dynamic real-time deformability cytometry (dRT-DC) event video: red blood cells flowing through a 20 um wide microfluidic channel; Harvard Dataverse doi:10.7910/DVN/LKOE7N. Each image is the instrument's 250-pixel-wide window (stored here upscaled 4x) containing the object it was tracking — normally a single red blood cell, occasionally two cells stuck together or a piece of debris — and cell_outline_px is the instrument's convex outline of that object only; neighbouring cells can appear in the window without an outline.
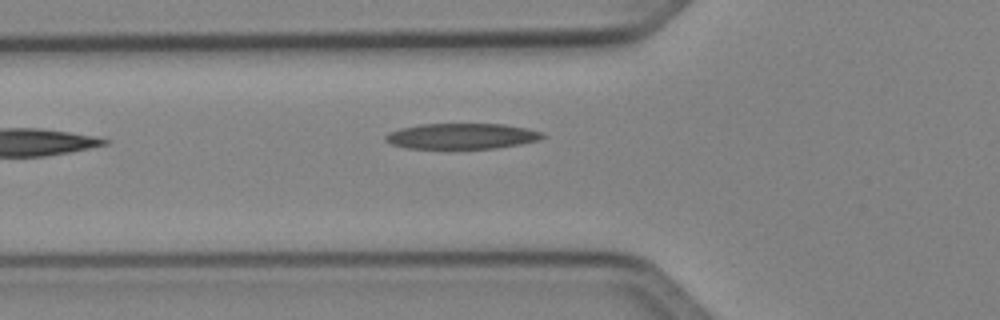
{"species": "Egyptian fruit bat (a non-hibernating species)", "species_latin": "Rousettus aegyptiacus", "temperature_condition": "cold", "stored_images_in_passage": 5, "camera_frame_rate_fps": 3000, "um_per_image_px": 0.085, "animal": {"sex": "female"}, "frame": {"image": 1, "passage_image": 5, "time_ms": 4.667, "image_size_px": [1000, 320], "cell_outline_px": [[544, 136], [540, 140], [520, 144], [492, 148], [408, 148], [392, 144], [384, 140], [384, 136], [388, 132], [400, 128], [420, 124], [504, 124], [528, 128], [544, 132]], "centroid_in_image_um": [39.25, 11.56], "position_along_channel_um": 86.5, "area_um2": 23.47}}